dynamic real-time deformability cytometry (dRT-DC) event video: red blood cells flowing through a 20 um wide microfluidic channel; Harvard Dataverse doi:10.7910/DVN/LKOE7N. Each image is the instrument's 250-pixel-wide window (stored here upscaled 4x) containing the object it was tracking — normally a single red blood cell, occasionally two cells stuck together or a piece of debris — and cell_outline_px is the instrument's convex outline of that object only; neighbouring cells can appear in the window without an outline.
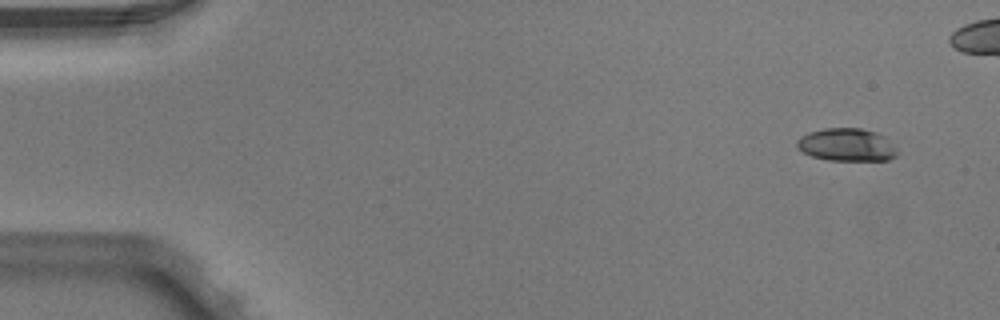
{"species": "Egyptian fruit bat (a non-hibernating species)", "species_latin": "Rousettus aegyptiacus", "temperature_condition": "warm", "stored_images_in_passage": 5, "segment_of_instrument_passage": [2, 2], "camera_frame_rate_fps": 3000, "um_per_image_px": 0.085, "animal": {"sex": "male"}, "frame": {"image": 1, "passage_image": 5, "time_ms": 1.333, "image_size_px": [1000, 320], "cell_outline_px": [[900, 152], [896, 156], [888, 160], [828, 160], [812, 156], [796, 148], [796, 140], [800, 136], [808, 132], [824, 128], [860, 128], [876, 132], [884, 136]], "centroid_in_image_um": [71.96, 12.3], "position_along_channel_um": 13.0, "area_um2": 19.31}}